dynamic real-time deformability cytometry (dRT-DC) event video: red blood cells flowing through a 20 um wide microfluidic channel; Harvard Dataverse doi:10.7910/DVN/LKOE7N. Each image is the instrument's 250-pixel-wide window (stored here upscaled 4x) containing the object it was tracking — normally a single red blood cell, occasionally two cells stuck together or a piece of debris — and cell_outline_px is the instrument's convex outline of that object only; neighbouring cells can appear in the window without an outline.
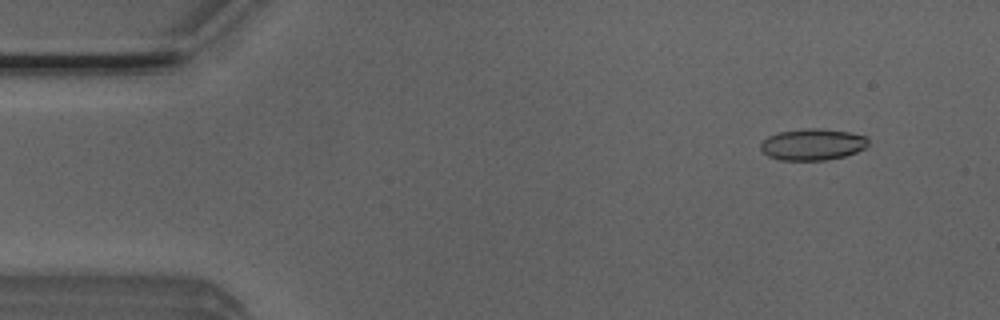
{"species": "Egyptian fruit bat (a non-hibernating species)", "species_latin": "Rousettus aegyptiacus", "temperature_condition": "room temperature", "stored_images_in_passage": 50, "camera_frame_rate_fps": 3000, "um_per_image_px": 0.085, "animal": {"sex": "male"}, "frame": {"image": 1, "passage_image": 5, "time_ms": 1.333, "image_size_px": [1000, 320], "cell_outline_px": [[868, 144], [864, 148], [856, 152], [844, 156], [824, 160], [780, 160], [768, 156], [760, 148], [760, 144], [768, 136], [776, 132], [808, 128], [820, 128], [848, 132], [868, 136]], "centroid_in_image_um": [69.06, 12.27], "position_along_channel_um": 15.9, "area_um2": 19.77}}
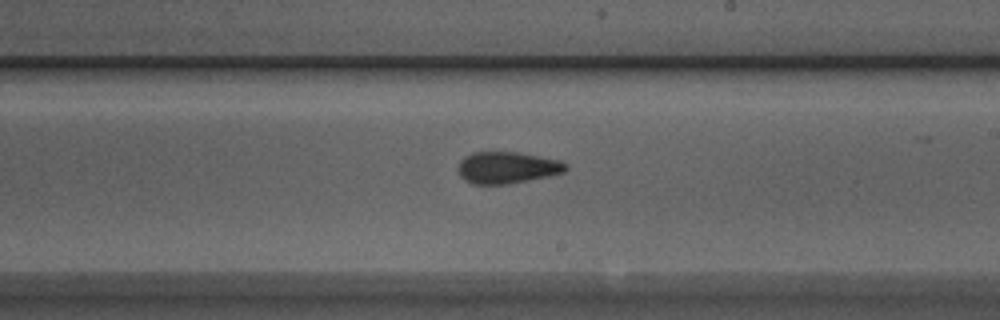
{"frame": {"image": 2, "passage_image": 30, "time_ms": 9.667, "image_size_px": [1000, 320], "cell_outline_px": [[568, 168], [564, 172], [548, 176], [508, 184], [472, 184], [464, 180], [460, 176], [456, 168], [460, 160], [464, 156], [472, 152], [516, 152], [560, 160], [568, 164]], "centroid_in_image_um": [43.07, 14.24], "position_along_channel_um": 245.9, "area_um2": 20.06}}
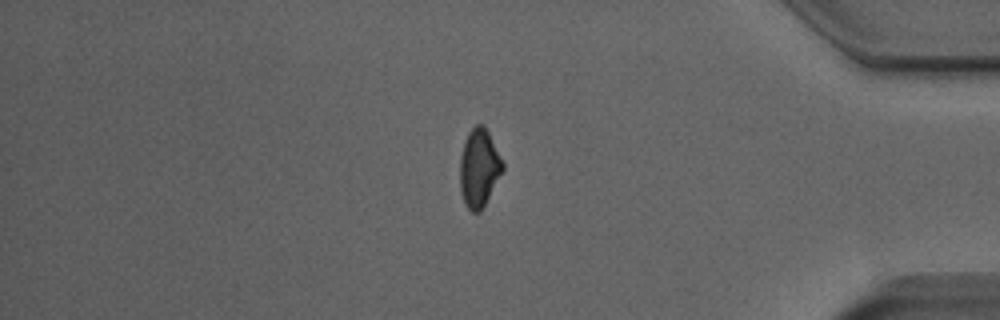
{"frame": {"image": 3, "passage_image": 44, "time_ms": 14.333, "image_size_px": [1000, 320], "cell_outline_px": [[504, 168], [480, 212], [472, 212], [464, 204], [460, 192], [460, 156], [464, 140], [468, 132], [476, 124], [484, 124], [504, 164]], "centroid_in_image_um": [40.69, 14.27], "position_along_channel_um": 394.5, "area_um2": 19.36}, "authors_computed_cell_mechanics": {"area_um2": 19.8832, "velocity_mm_per_s": 3.904, "shape_relaxation_time_tau1_ms": 8.2593, "shape_relaxation_time_tau2_ms": 2.2267, "deformation_change_tau1": 0.1474, "deformation_change_tau2": 0.0857}}